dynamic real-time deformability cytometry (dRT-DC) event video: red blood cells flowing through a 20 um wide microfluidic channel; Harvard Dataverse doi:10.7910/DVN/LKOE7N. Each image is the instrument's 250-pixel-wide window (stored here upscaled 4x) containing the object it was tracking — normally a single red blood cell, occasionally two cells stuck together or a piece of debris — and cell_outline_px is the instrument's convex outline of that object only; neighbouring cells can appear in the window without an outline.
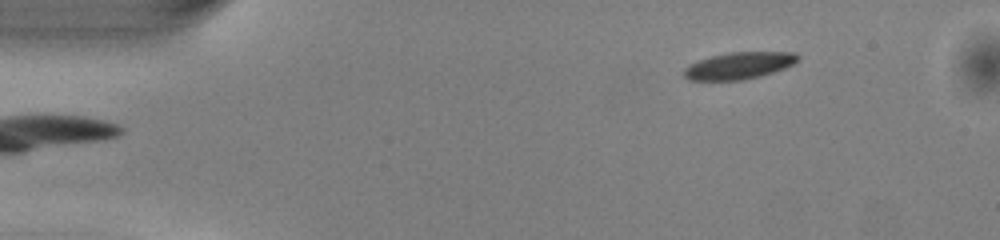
{"species": "common noctule bat (a hibernating species)", "species_latin": "Nyctalus noctula", "temperature_condition": "warm", "stored_images_in_passage": 45, "camera_frame_rate_fps": 3000, "um_per_image_px": 0.085, "animal": {"sex": "male", "body_mass_g": 13.0, "forearm_length_mm": 53.1}, "frame": {"image": 1, "passage_image": 1, "time_ms": 0.0, "image_size_px": [1000, 240], "cell_outline_px": [[800, 60], [784, 68], [760, 76], [740, 80], [688, 80], [684, 76], [684, 68], [688, 64], [696, 60], [728, 52], [796, 52], [800, 56]], "centroid_in_image_um": [62.8, 5.57], "position_along_channel_um": 22.2, "area_um2": 17.92}}
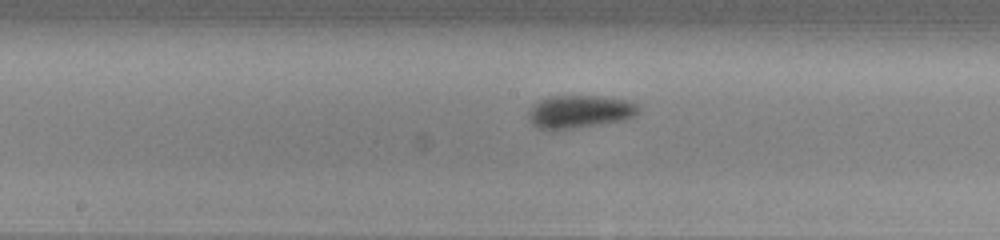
{"frame": {"image": 2, "passage_image": 20, "time_ms": 6.333, "image_size_px": [1000, 240], "cell_outline_px": [[640, 112], [636, 116], [624, 120], [568, 128], [540, 128], [532, 124], [528, 116], [528, 112], [532, 104], [536, 100], [548, 96], [596, 96], [628, 100], [636, 104], [640, 108]], "centroid_in_image_um": [49.27, 9.45], "position_along_channel_um": 198.9, "area_um2": 20.87}}
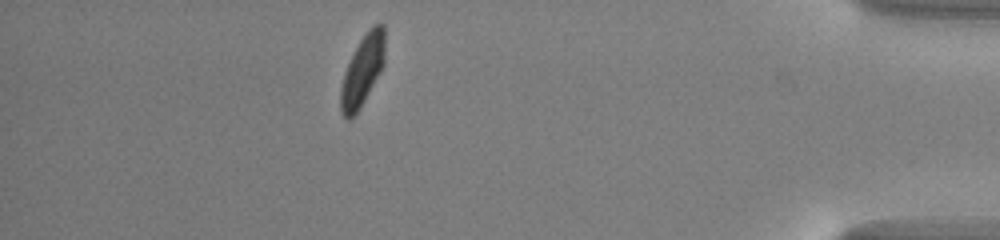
{"frame": {"image": 3, "passage_image": 39, "time_ms": 12.667, "image_size_px": [1000, 240], "cell_outline_px": [[384, 64], [380, 72], [360, 108], [348, 120], [340, 112], [340, 88], [344, 72], [360, 40], [368, 28], [372, 24], [384, 24]], "centroid_in_image_um": [30.81, 5.98], "position_along_channel_um": 404.4, "area_um2": 17.98}, "authors_computed_cell_mechanics": {"area_um2": 18.8428, "velocity_mm_per_s": 4.0538, "shape_relaxation_time_tau1_ms": 2.5941, "shape_relaxation_time_tau2_ms": null, "deformation_change_tau1": 0.1002, "deformation_change_tau2": null}}